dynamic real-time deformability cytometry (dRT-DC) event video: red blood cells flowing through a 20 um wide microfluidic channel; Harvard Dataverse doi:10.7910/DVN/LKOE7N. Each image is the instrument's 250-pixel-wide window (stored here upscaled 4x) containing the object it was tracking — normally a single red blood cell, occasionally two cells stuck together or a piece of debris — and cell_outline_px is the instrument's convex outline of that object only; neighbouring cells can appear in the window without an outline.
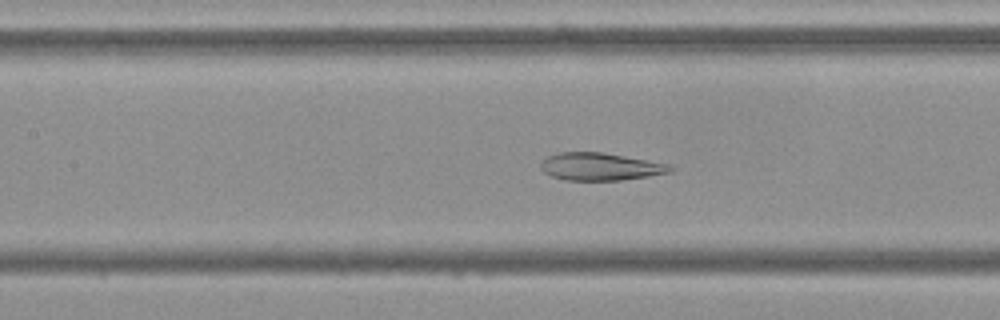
{"species": "Egyptian fruit bat (a non-hibernating species)", "species_latin": "Rousettus aegyptiacus", "temperature_condition": "cold", "stored_images_in_passage": 46, "camera_frame_rate_fps": 3000, "um_per_image_px": 0.085, "frame": {"image": 1, "passage_image": 16, "time_ms": 5.0, "image_size_px": [1000, 320], "cell_outline_px": [[672, 172], [648, 176], [620, 180], [564, 180], [552, 176], [544, 172], [540, 168], [540, 164], [548, 156], [560, 152], [600, 152], [648, 160], [668, 164], [672, 168]], "centroid_in_image_um": [51.0, 14.16], "position_along_channel_um": 156.4, "area_um2": 20.58}}
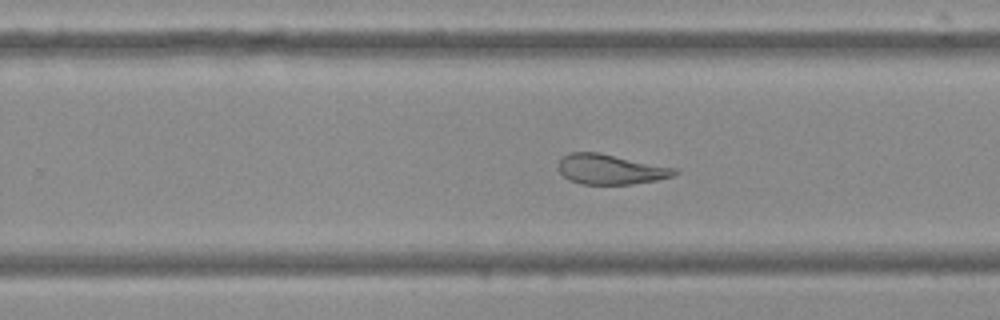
{"frame": {"image": 2, "passage_image": 26, "time_ms": 8.333, "image_size_px": [1000, 320], "cell_outline_px": [[680, 172], [672, 176], [656, 180], [632, 184], [580, 184], [568, 180], [556, 168], [560, 160], [564, 156], [572, 152], [596, 152], [680, 168]], "centroid_in_image_um": [51.92, 14.39], "position_along_channel_um": 277.9, "area_um2": 20.52}}
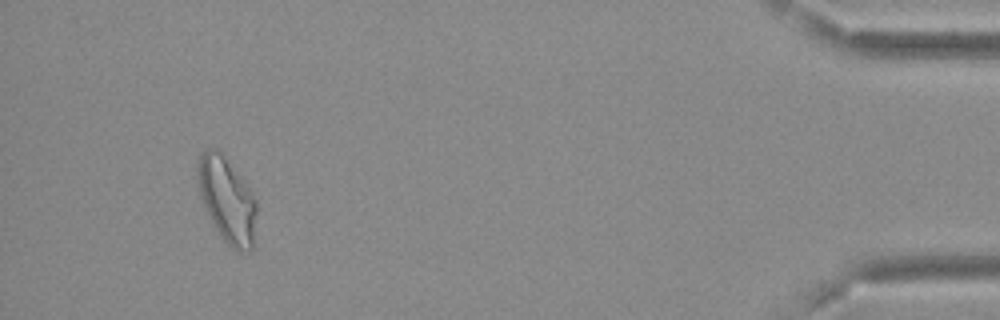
{"frame": {"image": 3, "passage_image": 43, "time_ms": 14.0, "image_size_px": [1000, 320], "cell_outline_px": [[256, 212], [252, 248], [248, 252], [240, 252], [232, 248], [220, 236], [208, 216], [200, 196], [196, 176], [196, 164], [200, 152], [208, 148], [216, 148], [220, 152], [252, 192], [256, 200]], "centroid_in_image_um": [19.25, 16.99], "position_along_channel_um": 415.9, "area_um2": 29.19}, "authors_computed_cell_mechanics": {"area_um2": 24.0737, "velocity_mm_per_s": 3.6572, "shape_relaxation_time_tau1_ms": null, "shape_relaxation_time_tau2_ms": 2.4821, "deformation_change_tau1": null, "deformation_change_tau2": 0.0783}}